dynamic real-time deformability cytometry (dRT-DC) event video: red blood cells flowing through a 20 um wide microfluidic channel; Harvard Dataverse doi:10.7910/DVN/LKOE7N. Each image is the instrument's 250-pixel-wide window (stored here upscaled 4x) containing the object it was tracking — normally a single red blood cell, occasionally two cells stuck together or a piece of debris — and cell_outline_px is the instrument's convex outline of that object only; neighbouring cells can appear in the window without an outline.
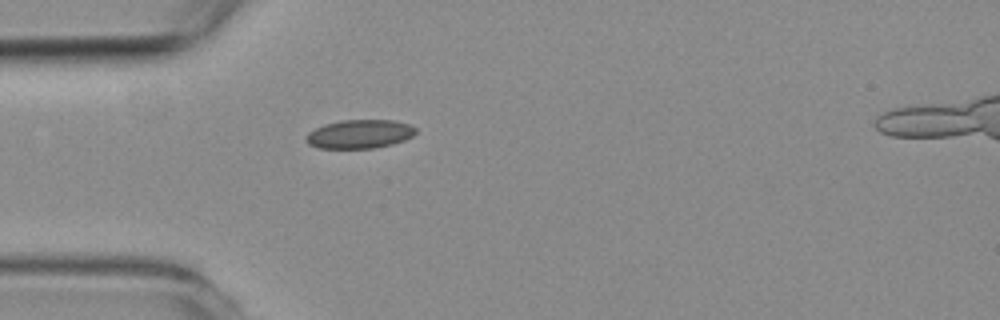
{"species": "common noctule bat (a hibernating species)", "species_latin": "Nyctalus noctula", "temperature_condition": "room temperature", "stored_images_in_passage": 1, "camera_frame_rate_fps": 3000, "um_per_image_px": 0.085, "animal": {"sex": "female", "body_mass_g": 19.3, "forearm_length_mm": 54.1}, "frame": {"image": 1, "passage_image": 1, "time_ms": 0.0, "image_size_px": [1000, 320], "cell_outline_px": [[416, 132], [412, 136], [404, 140], [392, 144], [372, 148], [320, 148], [308, 144], [304, 136], [308, 132], [324, 124], [340, 120], [396, 120], [408, 124], [416, 128]], "centroid_in_image_um": [30.55, 11.39], "position_along_channel_um": 54.5, "area_um2": 18.38}}